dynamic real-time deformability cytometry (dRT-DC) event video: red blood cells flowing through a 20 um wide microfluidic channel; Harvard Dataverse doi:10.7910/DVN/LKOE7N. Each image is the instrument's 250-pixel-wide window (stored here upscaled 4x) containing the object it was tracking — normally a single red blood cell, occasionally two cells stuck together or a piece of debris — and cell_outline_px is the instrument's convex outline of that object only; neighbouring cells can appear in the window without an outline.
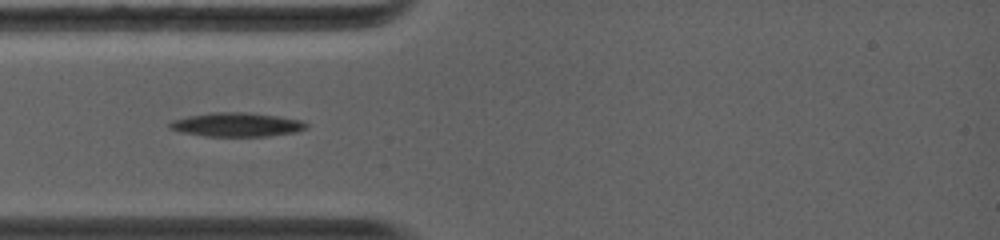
{"species": "common noctule bat (a hibernating species)", "species_latin": "Nyctalus noctula", "temperature_condition": "warm", "stored_images_in_passage": 2, "camera_frame_rate_fps": 5000, "um_per_image_px": 0.085, "animal": {"sex": "female", "body_mass_g": 19.0, "forearm_length_mm": 56.7}, "frame": {"image": 1, "passage_image": 1, "time_ms": 0.0, "image_size_px": [1000, 240], "cell_outline_px": [[308, 128], [296, 132], [268, 136], [204, 136], [184, 132], [168, 128], [168, 124], [172, 120], [188, 116], [212, 112], [248, 112], [276, 116], [300, 120], [308, 124]], "centroid_in_image_um": [20.12, 10.59], "position_along_channel_um": 64.9, "area_um2": 19.02}}